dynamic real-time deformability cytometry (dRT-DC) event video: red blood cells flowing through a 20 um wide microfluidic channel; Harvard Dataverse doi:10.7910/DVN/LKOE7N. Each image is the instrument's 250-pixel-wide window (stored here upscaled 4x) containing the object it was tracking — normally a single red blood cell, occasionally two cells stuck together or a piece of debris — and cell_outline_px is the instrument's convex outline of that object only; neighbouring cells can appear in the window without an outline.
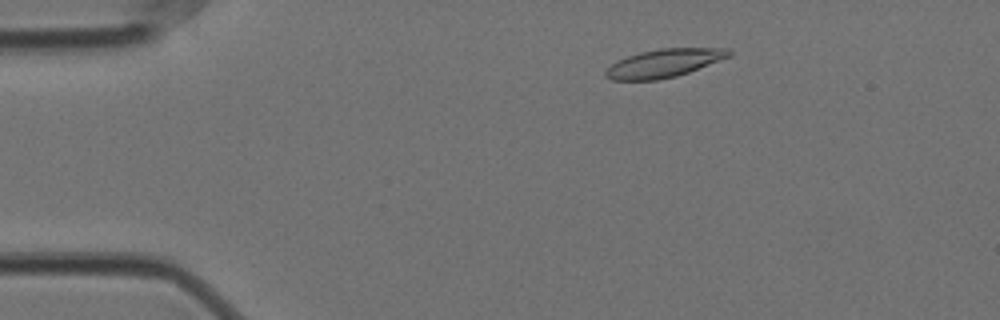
{"species": "Egyptian fruit bat (a non-hibernating species)", "species_latin": "Rousettus aegyptiacus", "temperature_condition": "cold", "stored_images_in_passage": 54, "camera_frame_rate_fps": 3000, "um_per_image_px": 0.085, "animal": {"sex": "female"}, "frame": {"image": 1, "passage_image": 7, "time_ms": 2.0, "image_size_px": [1000, 320], "cell_outline_px": [[732, 56], [688, 72], [676, 76], [656, 80], [612, 80], [604, 76], [604, 72], [616, 60], [640, 52], [660, 48], [728, 48], [732, 52]], "centroid_in_image_um": [56.44, 5.36], "position_along_channel_um": 28.6, "area_um2": 20.29}}
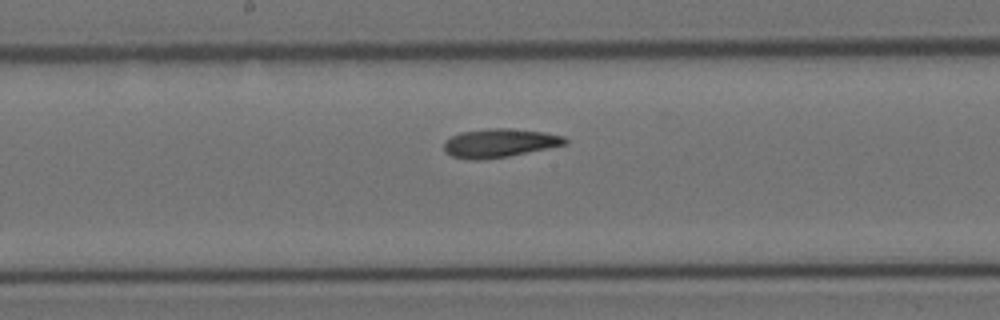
{"frame": {"image": 2, "passage_image": 27, "time_ms": 8.667, "image_size_px": [1000, 320], "cell_outline_px": [[568, 144], [508, 156], [480, 160], [472, 160], [452, 156], [444, 152], [444, 140], [460, 132], [488, 128], [508, 128], [544, 132], [564, 136], [568, 140]], "centroid_in_image_um": [42.44, 12.15], "position_along_channel_um": 205.8, "area_um2": 20.29}}
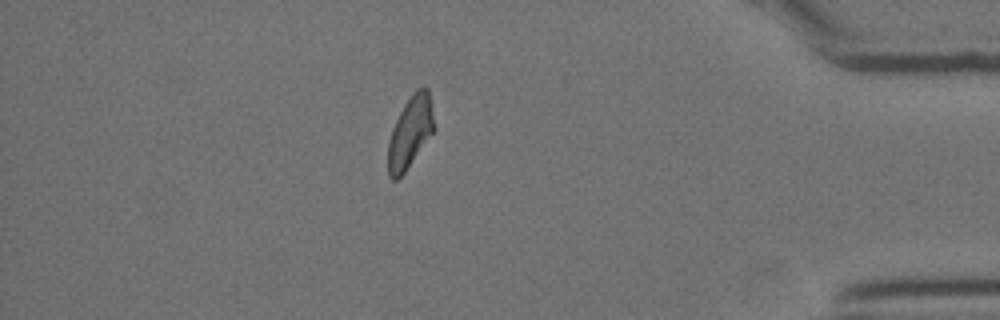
{"frame": {"image": 3, "passage_image": 47, "time_ms": 15.333, "image_size_px": [1000, 320], "cell_outline_px": [[436, 128], [404, 172], [396, 180], [392, 180], [388, 176], [388, 140], [392, 128], [404, 104], [412, 92], [416, 88], [428, 88], [432, 104]], "centroid_in_image_um": [34.87, 11.2], "position_along_channel_um": 400.3, "area_um2": 19.25}, "authors_computed_cell_mechanics": {"area_um2": 19.941, "velocity_mm_per_s": 3.5204, "shape_relaxation_time_tau1_ms": 7.2285, "shape_relaxation_time_tau2_ms": 3.8518, "deformation_change_tau1": 0.1827, "deformation_change_tau2": 0.0901}}